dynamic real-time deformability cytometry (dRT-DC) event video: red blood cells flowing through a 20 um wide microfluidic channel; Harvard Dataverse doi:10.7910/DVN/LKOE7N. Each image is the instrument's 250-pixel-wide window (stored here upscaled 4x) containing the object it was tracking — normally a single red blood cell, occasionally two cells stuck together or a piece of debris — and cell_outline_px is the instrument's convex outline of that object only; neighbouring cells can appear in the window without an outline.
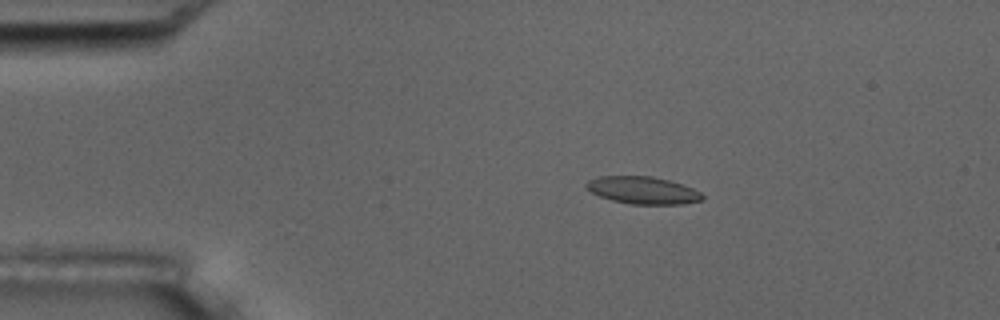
{"species": "common noctule bat (a hibernating species)", "species_latin": "Nyctalus noctula", "temperature_condition": "room temperature", "stored_images_in_passage": 8, "camera_frame_rate_fps": 3000, "um_per_image_px": 0.085, "animal": {"sex": "male", "body_mass_g": 17.5, "forearm_length_mm": 52.3}, "frame": {"image": 1, "passage_image": 4, "time_ms": 3.333, "image_size_px": [1000, 320], "cell_outline_px": [[704, 196], [700, 200], [684, 204], [632, 204], [612, 200], [600, 196], [584, 188], [584, 184], [588, 180], [600, 176], [652, 176], [668, 180], [692, 188], [700, 192]], "centroid_in_image_um": [54.59, 16.17], "position_along_channel_um": 30.4, "area_um2": 18.38}}
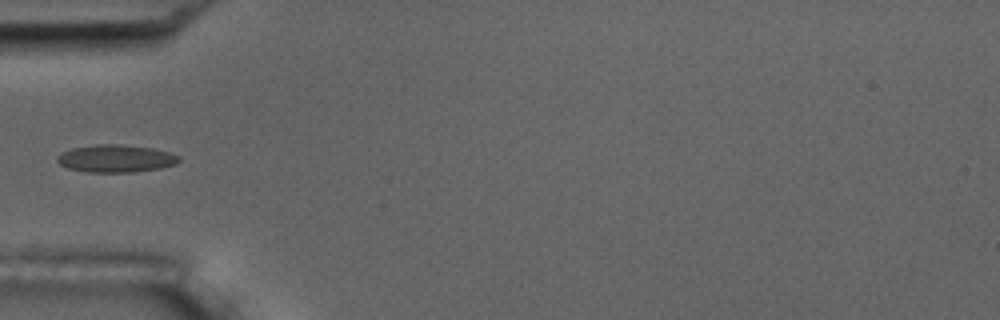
{"frame": {"image": 2, "passage_image": 6, "time_ms": 6.0, "image_size_px": [1000, 320], "cell_outline_px": [[180, 160], [176, 164], [160, 168], [132, 172], [88, 172], [68, 168], [60, 164], [56, 160], [56, 156], [60, 152], [72, 148], [96, 144], [120, 144], [152, 148], [168, 152], [180, 156]], "centroid_in_image_um": [9.82, 13.47], "position_along_channel_um": 75.2, "area_um2": 19.59}}